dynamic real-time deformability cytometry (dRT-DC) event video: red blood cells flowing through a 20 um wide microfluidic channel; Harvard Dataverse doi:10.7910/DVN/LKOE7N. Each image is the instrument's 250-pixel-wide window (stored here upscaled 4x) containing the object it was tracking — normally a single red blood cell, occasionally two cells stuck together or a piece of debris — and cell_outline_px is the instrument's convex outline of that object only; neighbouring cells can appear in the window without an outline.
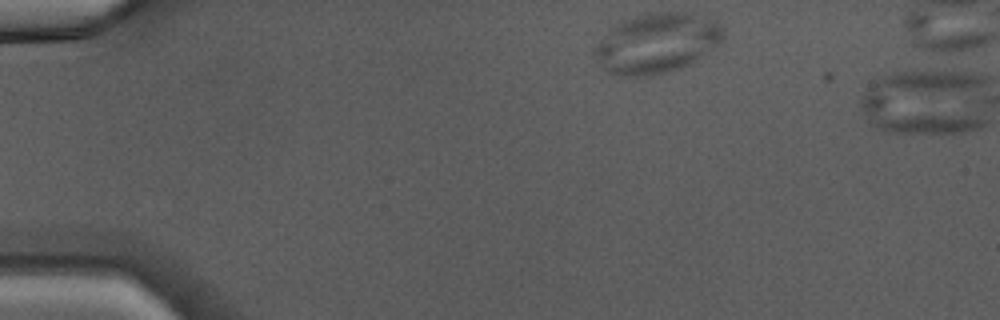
{"species": "Egyptian fruit bat (a non-hibernating species)", "species_latin": "Rousettus aegyptiacus", "temperature_condition": "warm", "stored_images_in_passage": 37, "camera_frame_rate_fps": 3000, "um_per_image_px": 0.085, "animal": {"sex": "male"}, "frame": {"image": 1, "passage_image": 1, "time_ms": 0.0, "image_size_px": [1000, 320], "cell_outline_px": [[724, 36], [720, 44], [688, 64], [664, 72], [648, 76], [624, 76], [604, 72], [596, 56], [596, 44], [620, 20], [648, 12], [684, 12], [716, 20], [724, 28]], "centroid_in_image_um": [55.83, 3.65], "position_along_channel_um": 29.2, "area_um2": 44.56}}